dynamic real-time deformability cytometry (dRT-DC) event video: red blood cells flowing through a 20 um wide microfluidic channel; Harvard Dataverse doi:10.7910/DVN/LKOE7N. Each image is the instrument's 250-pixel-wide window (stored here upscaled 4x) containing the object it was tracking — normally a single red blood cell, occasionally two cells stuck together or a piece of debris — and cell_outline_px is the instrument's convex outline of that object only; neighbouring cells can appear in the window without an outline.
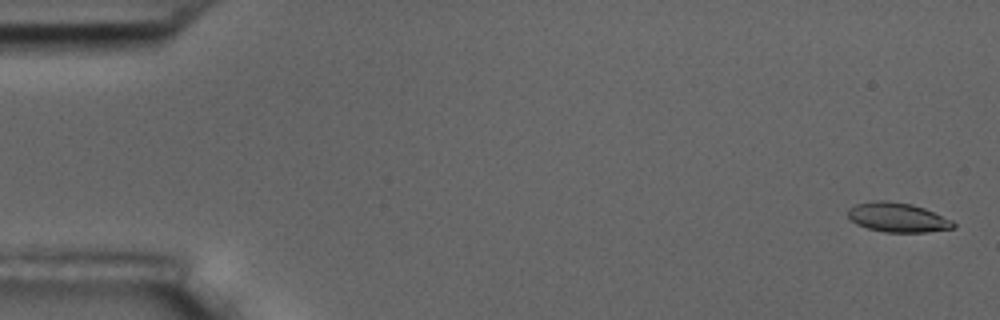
{"species": "common noctule bat (a hibernating species)", "species_latin": "Nyctalus noctula", "temperature_condition": "room temperature", "stored_images_in_passage": 11, "camera_frame_rate_fps": 3000, "um_per_image_px": 0.085, "animal": {"sex": "male", "body_mass_g": 17.5, "forearm_length_mm": 52.3}, "frame": {"image": 1, "passage_image": 1, "time_ms": 0.0, "image_size_px": [1000, 320], "cell_outline_px": [[956, 224], [952, 228], [924, 232], [884, 232], [868, 228], [856, 224], [848, 216], [848, 208], [856, 204], [872, 200], [884, 200], [912, 204], [924, 208], [952, 220]], "centroid_in_image_um": [76.27, 18.47], "position_along_channel_um": 8.7, "area_um2": 17.98}}
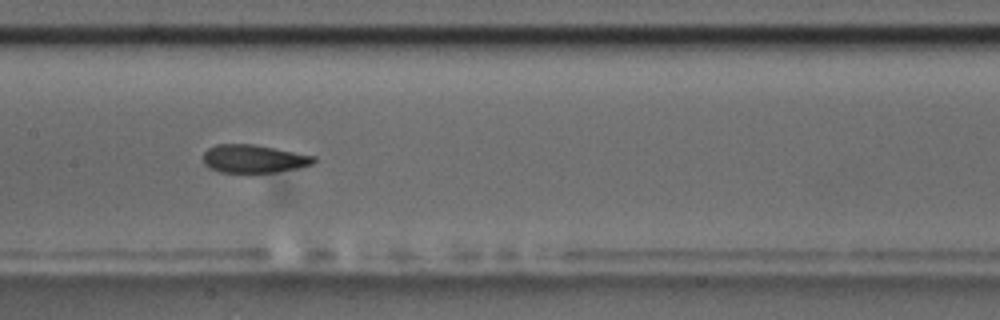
{"frame": {"image": 2, "passage_image": 8, "time_ms": 9.0, "image_size_px": [1000, 320], "cell_outline_px": [[316, 160], [312, 164], [296, 168], [248, 176], [220, 172], [208, 168], [204, 164], [204, 152], [208, 148], [216, 144], [256, 144], [316, 156]], "centroid_in_image_um": [21.53, 13.53], "position_along_channel_um": 185.9, "area_um2": 18.84}}
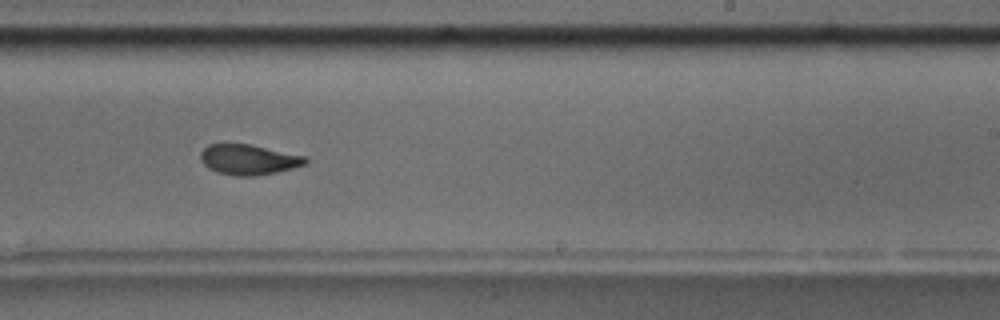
{"frame": {"image": 3, "passage_image": 10, "time_ms": 11.333, "image_size_px": [1000, 320], "cell_outline_px": [[308, 164], [276, 172], [256, 176], [236, 176], [216, 172], [208, 168], [200, 160], [200, 152], [208, 144], [252, 144], [308, 156]], "centroid_in_image_um": [21.16, 13.56], "position_along_channel_um": 267.8, "area_um2": 18.84}}